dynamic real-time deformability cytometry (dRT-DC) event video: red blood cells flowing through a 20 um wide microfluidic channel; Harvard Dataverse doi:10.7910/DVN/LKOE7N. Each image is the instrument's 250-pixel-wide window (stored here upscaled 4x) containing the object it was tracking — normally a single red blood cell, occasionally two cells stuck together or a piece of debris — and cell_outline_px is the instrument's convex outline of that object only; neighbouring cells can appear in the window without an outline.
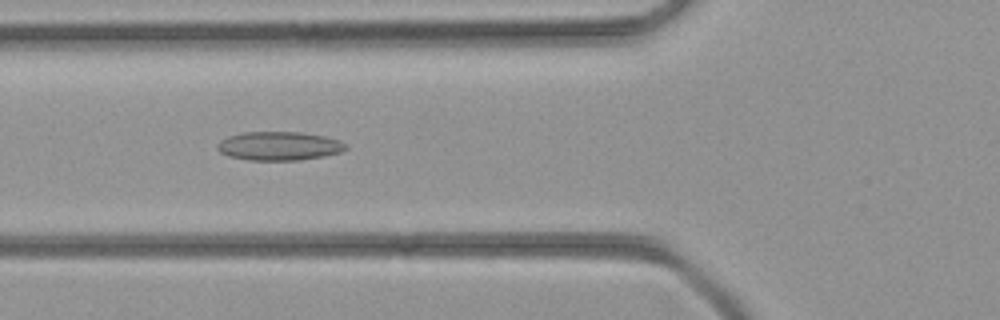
{"species": "common noctule bat (a hibernating species)", "species_latin": "Nyctalus noctula", "temperature_condition": "room temperature", "stored_images_in_passage": 36, "camera_frame_rate_fps": 3000, "um_per_image_px": 0.085, "animal": {"sex": "female", "body_mass_g": 21.9}, "frame": {"image": 1, "passage_image": 15, "time_ms": 4.667, "image_size_px": [1000, 320], "cell_outline_px": [[348, 148], [340, 152], [324, 156], [300, 160], [248, 160], [228, 156], [220, 152], [216, 148], [216, 144], [220, 140], [228, 136], [240, 132], [304, 132], [324, 136], [340, 140]], "centroid_in_image_um": [23.69, 12.4], "position_along_channel_um": 102.1, "area_um2": 21.68}}
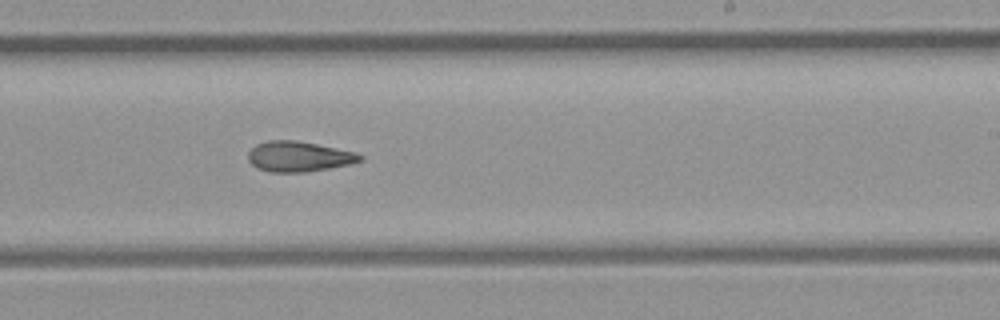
{"frame": {"image": 2, "passage_image": 25, "time_ms": 8.0, "image_size_px": [1000, 320], "cell_outline_px": [[364, 156], [360, 160], [352, 164], [304, 172], [268, 172], [256, 168], [248, 160], [248, 152], [256, 144], [268, 140], [296, 140], [356, 152]], "centroid_in_image_um": [25.37, 13.3], "position_along_channel_um": 263.6, "area_um2": 19.77}}
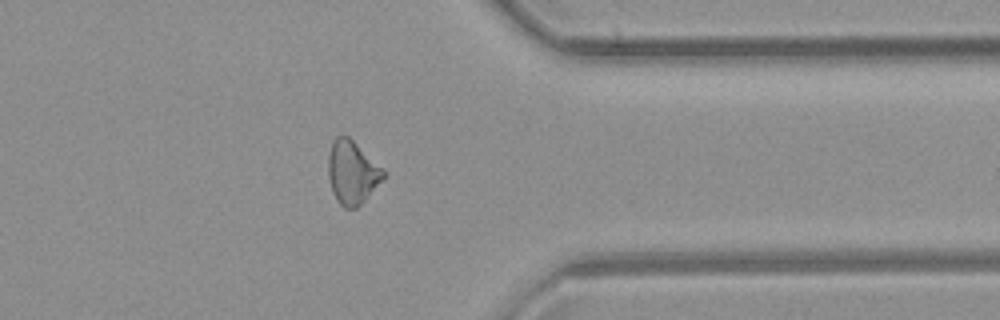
{"frame": {"image": 3, "passage_image": 33, "time_ms": 10.667, "image_size_px": [1000, 320], "cell_outline_px": [[384, 176], [364, 200], [356, 208], [344, 208], [336, 200], [332, 192], [328, 176], [328, 156], [332, 140], [336, 136], [348, 136], [384, 172]], "centroid_in_image_um": [29.86, 14.67], "position_along_channel_um": 381.5, "area_um2": 19.65}}